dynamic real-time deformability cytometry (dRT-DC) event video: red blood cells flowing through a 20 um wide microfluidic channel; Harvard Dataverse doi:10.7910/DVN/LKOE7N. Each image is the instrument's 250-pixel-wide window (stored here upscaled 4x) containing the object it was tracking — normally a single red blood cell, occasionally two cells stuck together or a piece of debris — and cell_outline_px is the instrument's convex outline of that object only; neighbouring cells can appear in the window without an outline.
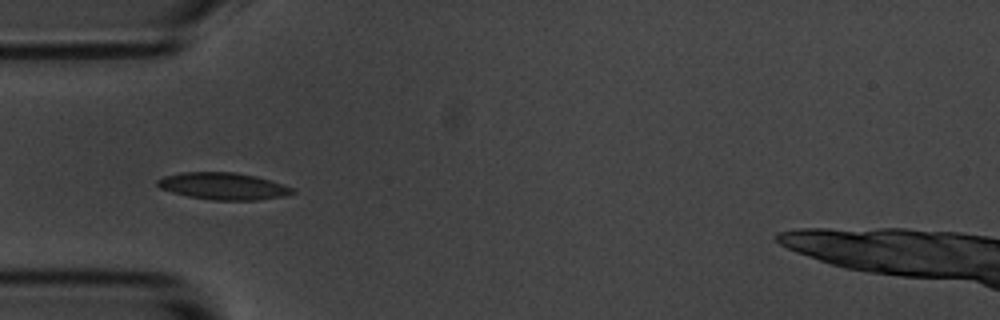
{"species": "common noctule bat (a hibernating species)", "species_latin": "Nyctalus noctula", "temperature_condition": "room temperature", "stored_images_in_passage": 9, "camera_frame_rate_fps": 3000, "um_per_image_px": 0.085, "animal": {"sex": "male", "body_mass_g": 20.1, "forearm_length_mm": 53.5}, "frame": {"image": 1, "passage_image": 4, "time_ms": 3.667, "image_size_px": [1000, 320], "cell_outline_px": [[296, 192], [280, 196], [256, 200], [212, 200], [188, 196], [172, 192], [160, 188], [156, 184], [156, 180], [164, 176], [180, 172], [236, 172], [256, 176], [292, 188]], "centroid_in_image_um": [18.9, 15.81], "position_along_channel_um": 66.1, "area_um2": 20.98}}
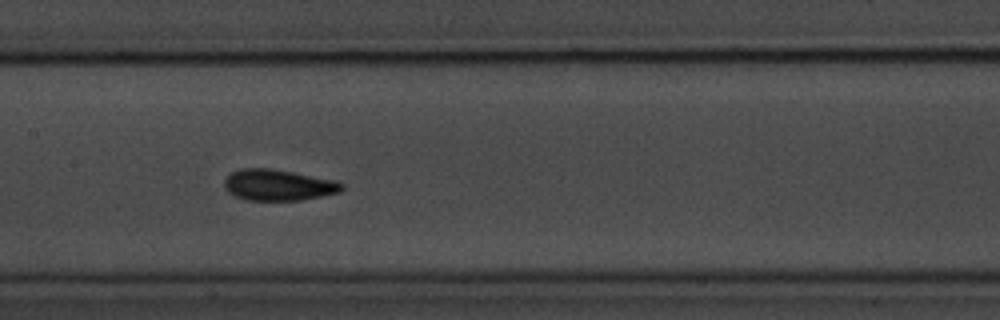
{"frame": {"image": 2, "passage_image": 7, "time_ms": 7.0, "image_size_px": [1000, 320], "cell_outline_px": [[344, 188], [340, 192], [324, 196], [300, 200], [248, 200], [236, 196], [228, 192], [224, 188], [224, 180], [232, 172], [240, 168], [272, 168], [336, 180], [344, 184]], "centroid_in_image_um": [23.67, 15.72], "position_along_channel_um": 183.7, "area_um2": 21.44}}
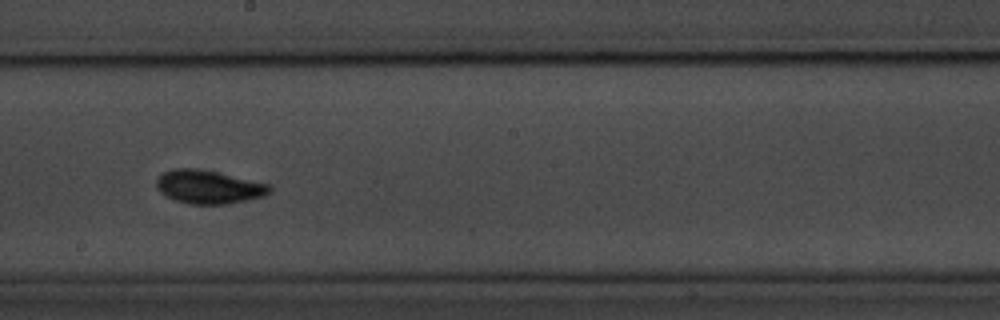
{"frame": {"image": 3, "passage_image": 8, "time_ms": 8.333, "image_size_px": [1000, 320], "cell_outline_px": [[272, 192], [264, 196], [248, 200], [228, 204], [188, 204], [172, 200], [164, 196], [156, 188], [156, 180], [164, 172], [172, 168], [196, 168], [216, 172], [272, 184]], "centroid_in_image_um": [17.74, 15.9], "position_along_channel_um": 230.5, "area_um2": 22.43}}